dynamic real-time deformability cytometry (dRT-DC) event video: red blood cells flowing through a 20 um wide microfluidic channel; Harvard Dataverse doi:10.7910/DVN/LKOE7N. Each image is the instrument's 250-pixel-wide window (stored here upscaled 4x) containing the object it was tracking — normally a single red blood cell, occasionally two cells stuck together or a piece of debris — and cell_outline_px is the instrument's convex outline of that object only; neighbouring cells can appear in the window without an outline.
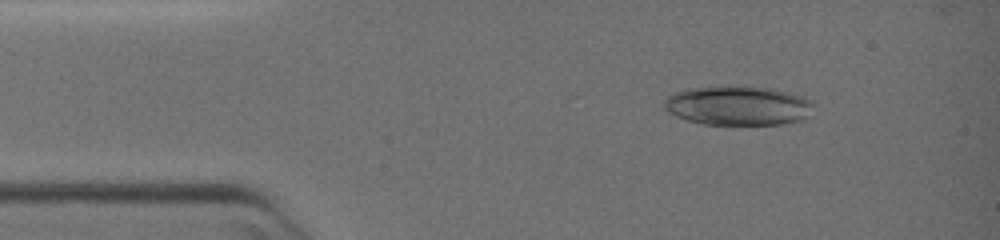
{"species": "common noctule bat (a hibernating species)", "species_latin": "Nyctalus noctula", "temperature_condition": "warm", "stored_images_in_passage": 11, "camera_frame_rate_fps": 3000, "um_per_image_px": 0.085, "animal": {"sex": "female", "body_mass_g": 19.0, "forearm_length_mm": 51.5}, "frame": {"image": 1, "passage_image": 7, "time_ms": 2.0, "image_size_px": [1000, 240], "cell_outline_px": [[816, 104], [808, 116], [800, 120], [784, 124], [704, 124], [688, 120], [676, 116], [668, 112], [664, 108], [664, 100], [668, 96], [676, 92], [688, 88], [768, 88], [792, 92]], "centroid_in_image_um": [62.75, 9.0], "position_along_channel_um": 22.2, "area_um2": 33.52}}